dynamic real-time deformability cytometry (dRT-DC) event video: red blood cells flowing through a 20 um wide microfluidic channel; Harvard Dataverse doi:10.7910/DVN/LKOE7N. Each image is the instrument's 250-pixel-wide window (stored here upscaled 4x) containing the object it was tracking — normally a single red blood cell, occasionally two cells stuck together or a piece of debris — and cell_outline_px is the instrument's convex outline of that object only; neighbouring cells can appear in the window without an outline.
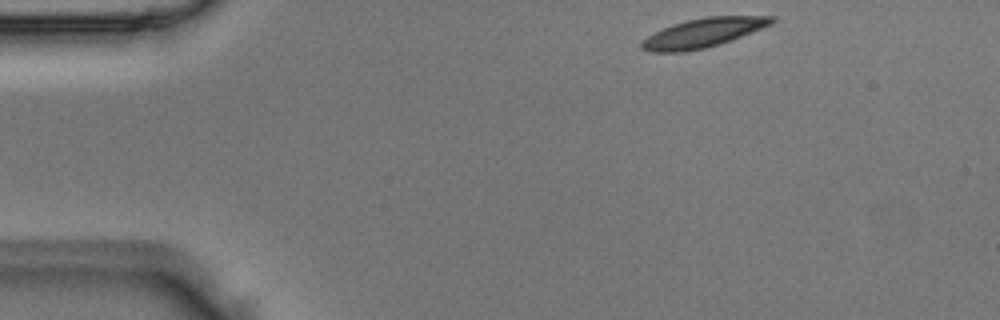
{"species": "Egyptian fruit bat (a non-hibernating species)", "species_latin": "Rousettus aegyptiacus", "temperature_condition": "room temperature", "stored_images_in_passage": 44, "camera_frame_rate_fps": 3000, "um_per_image_px": 0.085, "animal": {"sex": "male"}, "frame": {"image": 1, "passage_image": 1, "time_ms": 0.0, "image_size_px": [1000, 320], "cell_outline_px": [[776, 20], [772, 24], [720, 44], [704, 48], [684, 52], [652, 52], [640, 48], [640, 40], [664, 28], [688, 20], [704, 16], [776, 16]], "centroid_in_image_um": [59.77, 2.79], "position_along_channel_um": 25.2, "area_um2": 21.85}}
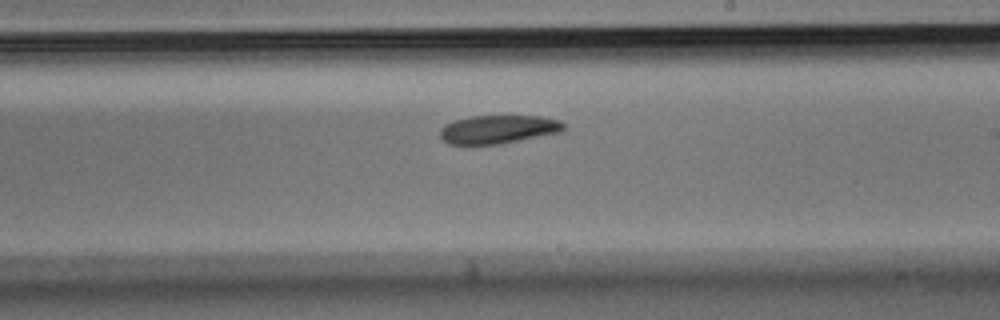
{"frame": {"image": 2, "passage_image": 23, "time_ms": 7.333, "image_size_px": [1000, 320], "cell_outline_px": [[564, 128], [560, 132], [500, 144], [448, 144], [440, 136], [440, 128], [444, 124], [456, 120], [472, 116], [540, 116], [560, 120], [564, 124]], "centroid_in_image_um": [42.33, 10.99], "position_along_channel_um": 246.7, "area_um2": 20.35}}
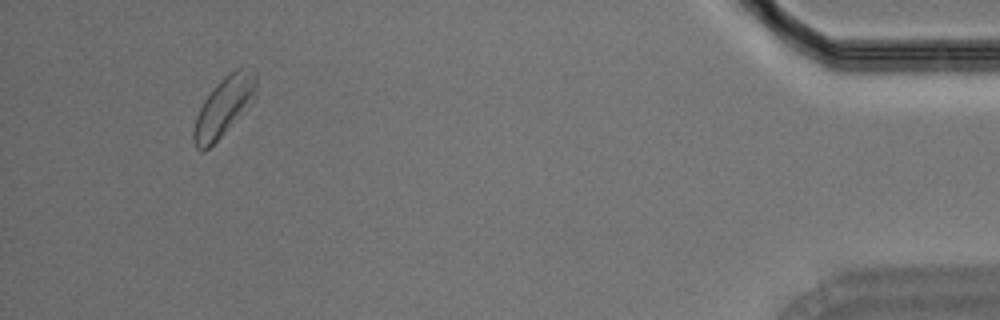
{"frame": {"image": 3, "passage_image": 41, "time_ms": 13.333, "image_size_px": [1000, 320], "cell_outline_px": [[256, 88], [224, 132], [204, 152], [200, 152], [196, 148], [192, 140], [192, 132], [196, 116], [204, 100], [212, 88], [224, 76], [236, 68], [252, 68], [256, 72]], "centroid_in_image_um": [18.92, 9.04], "position_along_channel_um": 416.3, "area_um2": 20.35}}